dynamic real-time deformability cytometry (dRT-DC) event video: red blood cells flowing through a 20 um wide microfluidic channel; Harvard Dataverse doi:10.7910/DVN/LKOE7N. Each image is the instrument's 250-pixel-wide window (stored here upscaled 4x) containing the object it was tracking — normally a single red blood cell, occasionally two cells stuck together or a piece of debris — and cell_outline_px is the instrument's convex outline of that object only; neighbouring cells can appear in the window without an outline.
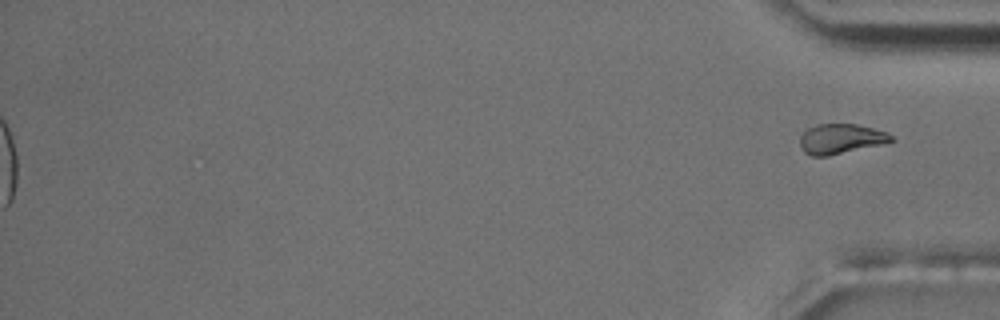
{"species": "common noctule bat (a hibernating species)", "species_latin": "Nyctalus noctula", "temperature_condition": "room temperature", "stored_images_in_passage": 57, "camera_frame_rate_fps": 3000, "um_per_image_px": 0.085, "animal": {"sex": "male", "body_mass_g": 17.5, "forearm_length_mm": 52.3}, "frame": {"image": 1, "passage_image": 57, "time_ms": 18.667, "image_size_px": [1000, 320], "cell_outline_px": [[896, 140], [880, 144], [828, 156], [812, 156], [804, 152], [800, 148], [800, 136], [808, 128], [816, 124], [860, 124], [884, 132], [892, 136]], "centroid_in_image_um": [71.42, 11.8], "position_along_channel_um": 363.8, "area_um2": 15.78}, "authors_computed_cell_mechanics": {"area_um2": 20.4612, "velocity_mm_per_s": 3.6902, "shape_relaxation_time_tau1_ms": 4.0996, "shape_relaxation_time_tau2_ms": null, "deformation_change_tau1": 0.0841, "deformation_change_tau2": null}}